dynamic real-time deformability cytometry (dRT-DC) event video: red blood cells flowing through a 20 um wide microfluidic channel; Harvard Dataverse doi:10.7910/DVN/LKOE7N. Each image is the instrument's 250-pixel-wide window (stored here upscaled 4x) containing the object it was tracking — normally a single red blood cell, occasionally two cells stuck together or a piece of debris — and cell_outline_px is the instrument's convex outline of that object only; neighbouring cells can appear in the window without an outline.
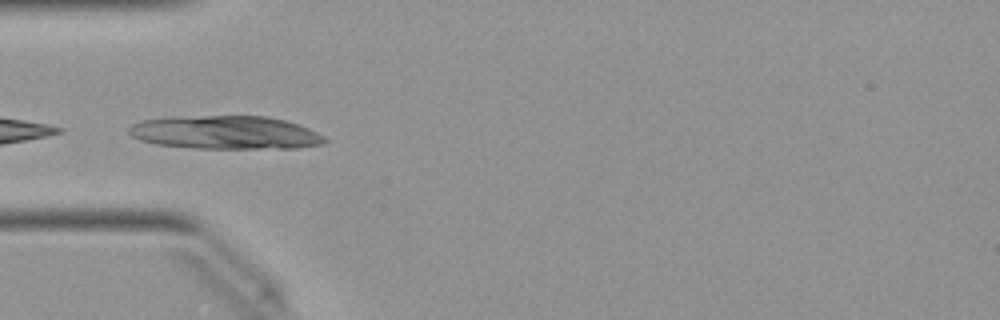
{"species": "Egyptian fruit bat (a non-hibernating species)", "species_latin": "Rousettus aegyptiacus", "temperature_condition": "warm", "stored_images_in_passage": 44, "camera_frame_rate_fps": 3000, "um_per_image_px": 0.085, "animal": {"sex": "female"}, "frame": {"image": 1, "passage_image": 14, "time_ms": 4.333, "image_size_px": [1000, 320], "cell_outline_px": [[328, 140], [320, 144], [296, 148], [192, 148], [156, 144], [140, 140], [132, 136], [128, 132], [128, 128], [132, 124], [144, 120], [172, 116], [268, 116], [284, 120], [308, 128], [324, 136]], "centroid_in_image_um": [19.13, 11.26], "position_along_channel_um": 65.9, "area_um2": 38.03}, "authors_computed_cell_mechanics": {"area_um2": 22.7732, "velocity_mm_per_s": 4.0002, "shape_relaxation_time_tau1_ms": 4.4671, "shape_relaxation_time_tau2_ms": null, "deformation_change_tau1": 0.1406, "deformation_change_tau2": null}}